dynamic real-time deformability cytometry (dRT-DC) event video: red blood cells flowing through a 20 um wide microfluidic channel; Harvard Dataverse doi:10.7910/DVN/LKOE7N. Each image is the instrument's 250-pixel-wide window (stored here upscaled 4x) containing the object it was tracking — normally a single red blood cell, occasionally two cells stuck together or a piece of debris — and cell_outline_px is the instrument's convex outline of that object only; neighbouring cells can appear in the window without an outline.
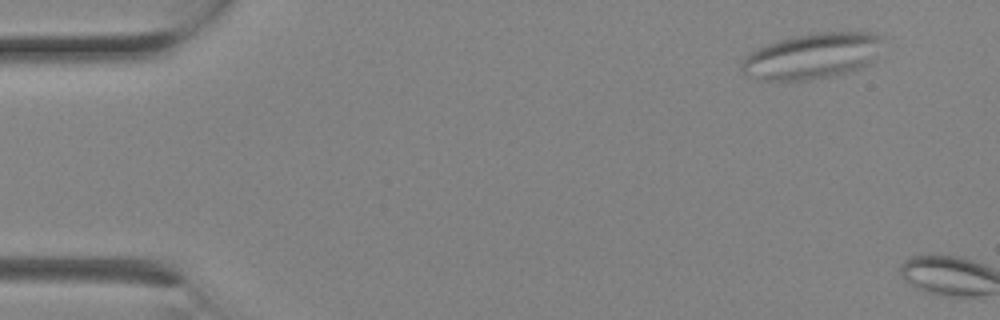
{"species": "Egyptian fruit bat (a non-hibernating species)", "species_latin": "Rousettus aegyptiacus", "temperature_condition": "room temperature", "stored_images_in_passage": 3, "camera_frame_rate_fps": 3000, "um_per_image_px": 0.085, "animal": {"sex": "female"}, "frame": {"image": 1, "passage_image": 3, "time_ms": 0.667, "image_size_px": [1000, 320], "cell_outline_px": [[884, 40], [876, 60], [860, 68], [848, 72], [828, 76], [804, 80], [760, 80], [748, 76], [740, 68], [740, 64], [756, 48], [780, 40], [796, 36], [816, 32], [876, 32]], "centroid_in_image_um": [69.1, 4.75], "position_along_channel_um": 15.9, "area_um2": 37.57}}